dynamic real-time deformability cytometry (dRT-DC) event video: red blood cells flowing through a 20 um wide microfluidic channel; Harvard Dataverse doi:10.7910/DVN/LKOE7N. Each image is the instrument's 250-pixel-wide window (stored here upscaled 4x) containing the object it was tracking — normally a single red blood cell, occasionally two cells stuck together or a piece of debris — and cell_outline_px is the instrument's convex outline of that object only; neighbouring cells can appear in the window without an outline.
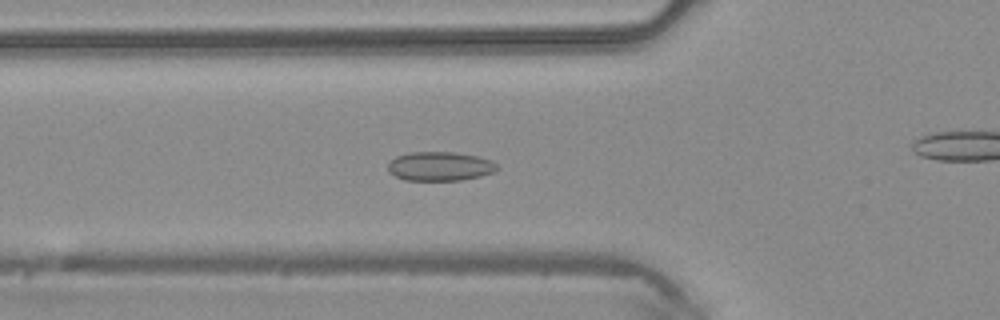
{"species": "common noctule bat (a hibernating species)", "species_latin": "Nyctalus noctula", "temperature_condition": "warm", "stored_images_in_passage": 39, "camera_frame_rate_fps": 3000, "um_per_image_px": 0.085, "animal": {"sex": "male", "body_mass_g": 20.4}, "frame": {"image": 1, "passage_image": 8, "time_ms": 2.333, "image_size_px": [1000, 320], "cell_outline_px": [[496, 168], [492, 172], [480, 176], [460, 180], [404, 180], [388, 172], [388, 164], [396, 156], [408, 152], [456, 152], [476, 156], [492, 160], [496, 164]], "centroid_in_image_um": [37.35, 14.13], "position_along_channel_um": 88.4, "area_um2": 18.38}}
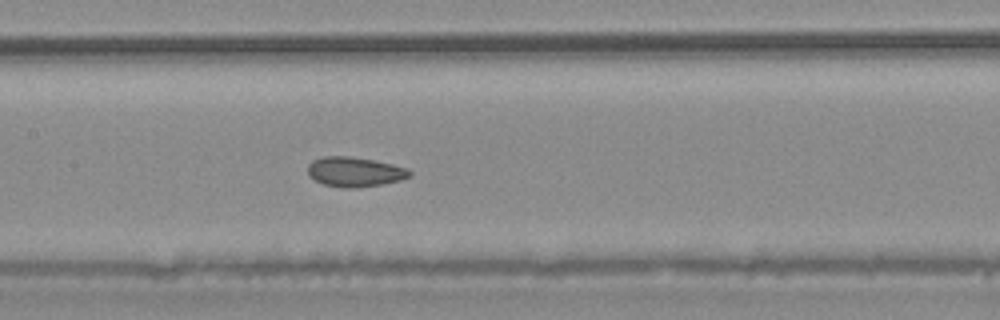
{"frame": {"image": 2, "passage_image": 14, "time_ms": 4.333, "image_size_px": [1000, 320], "cell_outline_px": [[412, 176], [400, 180], [384, 184], [356, 188], [344, 188], [324, 184], [308, 176], [308, 164], [312, 160], [324, 156], [348, 156], [372, 160], [392, 164], [408, 168], [412, 172]], "centroid_in_image_um": [30.17, 14.61], "position_along_channel_um": 177.2, "area_um2": 17.74}}
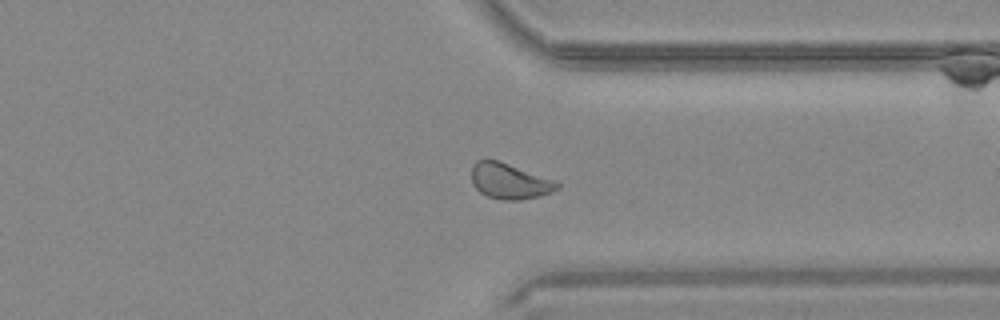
{"frame": {"image": 3, "passage_image": 27, "time_ms": 8.667, "image_size_px": [1000, 320], "cell_outline_px": [[560, 188], [552, 192], [540, 196], [520, 200], [504, 200], [488, 196], [480, 192], [472, 184], [472, 164], [476, 160], [496, 160], [556, 180], [560, 184]], "centroid_in_image_um": [43.33, 15.41], "position_along_channel_um": 368.1, "area_um2": 17.74}}